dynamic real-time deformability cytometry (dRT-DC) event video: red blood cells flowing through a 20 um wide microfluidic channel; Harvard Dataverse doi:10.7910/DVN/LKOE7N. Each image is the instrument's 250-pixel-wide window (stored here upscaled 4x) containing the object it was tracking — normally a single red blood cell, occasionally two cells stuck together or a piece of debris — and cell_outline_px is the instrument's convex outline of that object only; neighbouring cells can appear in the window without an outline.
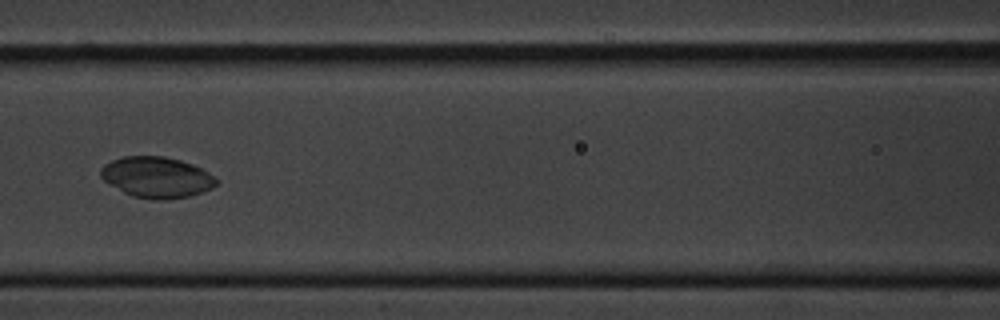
{"species": "common noctule bat (a hibernating species)", "species_latin": "Nyctalus noctula", "temperature_condition": "cold", "stored_images_in_passage": 14, "camera_frame_rate_fps": 3000, "um_per_image_px": 0.085, "animal": {"sex": "male", "body_mass_g": 20.1, "forearm_length_mm": 53.5}, "frame": {"image": 1, "passage_image": 5, "time_ms": 4.667, "image_size_px": [1000, 320], "cell_outline_px": [[216, 184], [212, 188], [188, 196], [164, 200], [152, 200], [132, 196], [124, 192], [104, 180], [100, 176], [100, 168], [104, 164], [112, 160], [124, 156], [164, 156], [180, 160], [192, 164], [216, 176]], "centroid_in_image_um": [13.3, 15.06], "position_along_channel_um": 153.3, "area_um2": 27.46}}
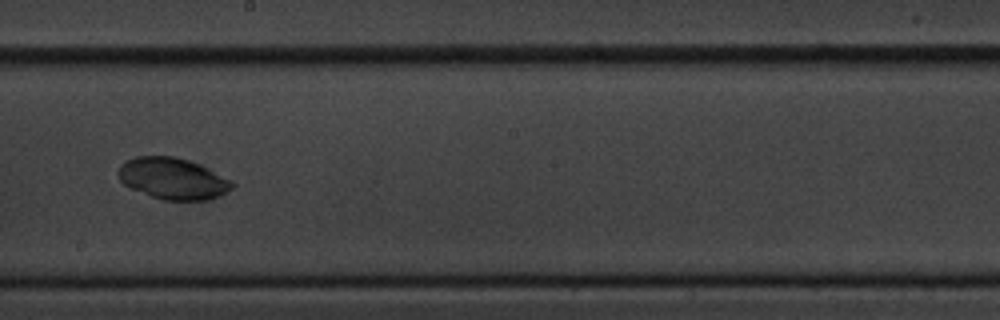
{"frame": {"image": 2, "passage_image": 7, "time_ms": 7.0, "image_size_px": [1000, 320], "cell_outline_px": [[236, 184], [228, 192], [220, 196], [208, 200], [164, 200], [152, 196], [132, 188], [124, 184], [120, 180], [116, 172], [120, 164], [136, 156], [172, 156], [188, 160], [200, 164], [232, 180]], "centroid_in_image_um": [14.71, 15.17], "position_along_channel_um": 233.5, "area_um2": 27.57}}
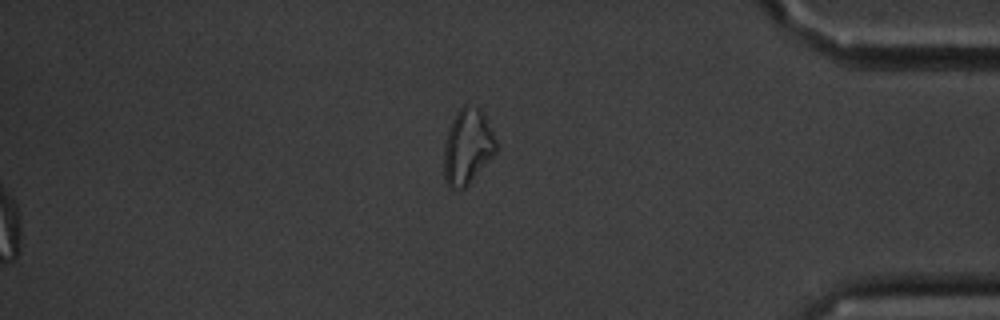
{"frame": {"image": 3, "passage_image": 14, "time_ms": 16.0, "image_size_px": [1000, 320], "cell_outline_px": [[496, 152], [468, 184], [464, 188], [448, 188], [444, 180], [444, 144], [452, 120], [460, 108], [464, 104], [468, 104], [480, 108], [484, 112], [496, 140]], "centroid_in_image_um": [39.73, 12.45], "position_along_channel_um": 395.5, "area_um2": 22.83}}